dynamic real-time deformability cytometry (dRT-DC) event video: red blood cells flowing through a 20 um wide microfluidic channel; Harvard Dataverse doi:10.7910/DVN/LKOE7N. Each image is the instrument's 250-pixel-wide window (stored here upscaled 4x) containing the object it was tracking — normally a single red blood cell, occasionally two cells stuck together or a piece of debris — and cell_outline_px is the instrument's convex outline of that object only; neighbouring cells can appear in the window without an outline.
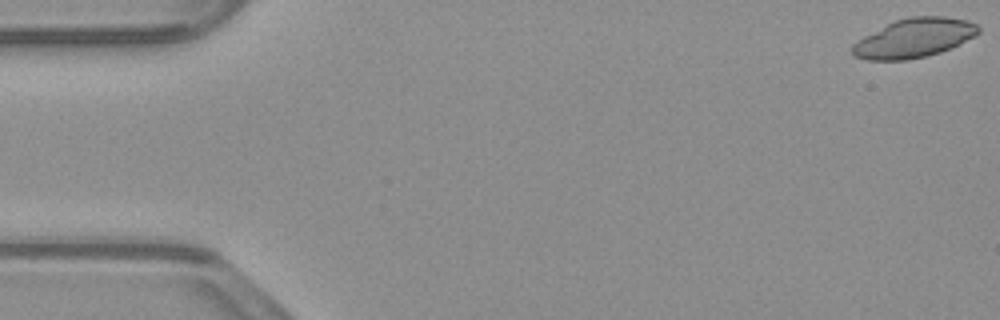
{"species": "common noctule bat (a hibernating species)", "species_latin": "Nyctalus noctula", "temperature_condition": "warm", "stored_images_in_passage": 14, "camera_frame_rate_fps": 3000, "um_per_image_px": 0.085, "animal": {"sex": "male", "body_mass_g": 23.1, "forearm_length_mm": 52.7}, "frame": {"image": 1, "passage_image": 1, "time_ms": 0.0, "image_size_px": [1000, 320], "cell_outline_px": [[980, 32], [940, 52], [908, 60], [868, 60], [852, 56], [852, 44], [864, 36], [896, 20], [912, 16], [944, 16], [964, 20], [976, 24], [980, 28]], "centroid_in_image_um": [77.65, 3.24], "position_along_channel_um": 7.4, "area_um2": 28.15}}